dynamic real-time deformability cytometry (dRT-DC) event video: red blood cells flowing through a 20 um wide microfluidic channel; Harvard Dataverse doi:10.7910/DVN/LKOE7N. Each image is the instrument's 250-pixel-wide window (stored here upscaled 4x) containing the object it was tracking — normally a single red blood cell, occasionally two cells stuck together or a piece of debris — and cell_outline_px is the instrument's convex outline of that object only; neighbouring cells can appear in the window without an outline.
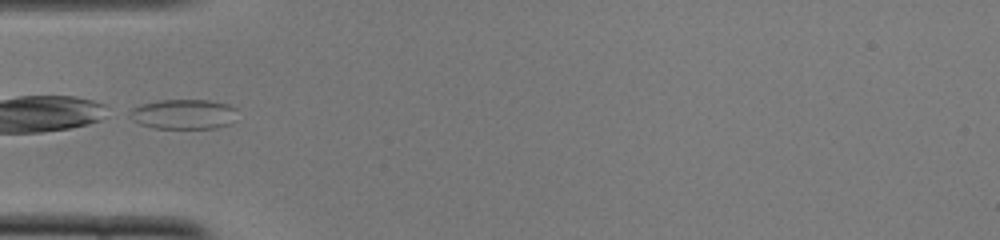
{"species": "common noctule bat (a hibernating species)", "species_latin": "Nyctalus noctula", "temperature_condition": "cold", "stored_images_in_passage": 22, "camera_frame_rate_fps": 3000, "um_per_image_px": 0.085, "animal": {"sex": "female", "body_mass_g": 22.0, "forearm_length_mm": 56.7}, "frame": {"image": 1, "passage_image": 1, "time_ms": 0.0, "image_size_px": [1000, 240], "cell_outline_px": [[236, 108], [228, 124], [216, 128], [152, 128], [140, 124], [132, 120], [128, 116], [128, 112], [132, 108], [140, 104], [160, 100], [208, 100], [228, 104]], "centroid_in_image_um": [15.51, 9.7], "position_along_channel_um": 69.5, "area_um2": 18.61}}
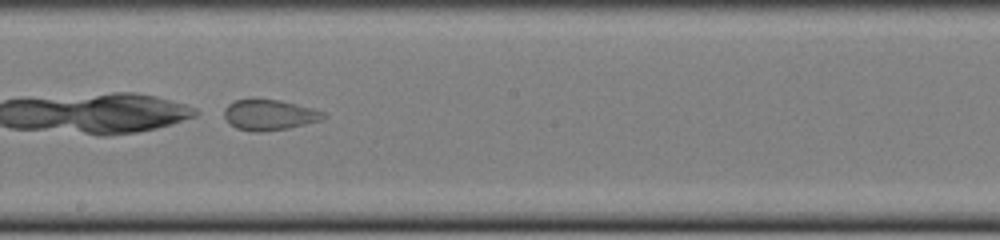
{"frame": {"image": 2, "passage_image": 13, "time_ms": 4.0, "image_size_px": [1000, 240], "cell_outline_px": [[328, 116], [320, 120], [288, 128], [264, 132], [252, 132], [236, 128], [228, 124], [224, 116], [224, 108], [228, 104], [236, 100], [280, 100], [312, 108], [324, 112]], "centroid_in_image_um": [22.87, 9.78], "position_along_channel_um": 225.3, "area_um2": 17.63}}
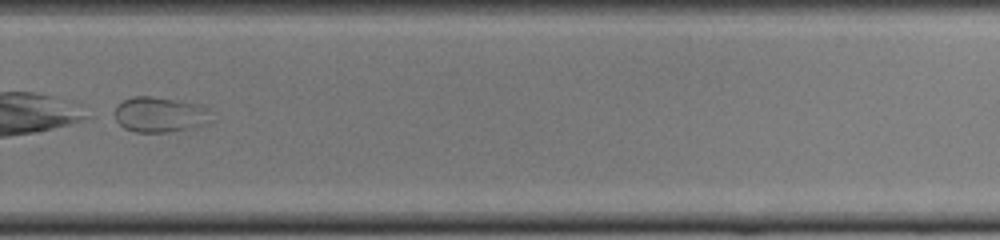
{"frame": {"image": 3, "passage_image": 20, "time_ms": 6.333, "image_size_px": [1000, 240], "cell_outline_px": [[212, 120], [196, 128], [168, 132], [136, 132], [124, 128], [116, 120], [116, 108], [124, 100], [132, 96], [152, 96], [180, 100], [212, 108]], "centroid_in_image_um": [13.68, 9.74], "position_along_channel_um": 316.1, "area_um2": 20.17}}